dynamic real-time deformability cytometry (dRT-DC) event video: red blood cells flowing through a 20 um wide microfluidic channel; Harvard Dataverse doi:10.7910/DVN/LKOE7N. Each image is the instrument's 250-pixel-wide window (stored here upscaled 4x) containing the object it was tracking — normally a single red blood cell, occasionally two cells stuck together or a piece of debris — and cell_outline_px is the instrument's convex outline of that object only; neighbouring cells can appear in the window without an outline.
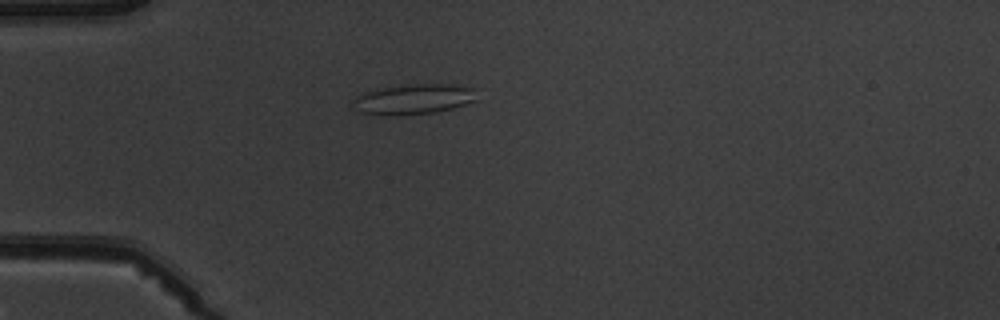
{"species": "common noctule bat (a hibernating species)", "species_latin": "Nyctalus noctula", "temperature_condition": "warm", "stored_images_in_passage": 2, "camera_frame_rate_fps": 3000, "um_per_image_px": 0.085, "animal": {"sex": "male", "body_mass_g": 19.5, "forearm_length_mm": 54.6}, "frame": {"image": 1, "passage_image": 1, "time_ms": 0.0, "image_size_px": [1000, 320], "cell_outline_px": [[480, 100], [452, 108], [432, 112], [392, 116], [384, 116], [360, 112], [356, 108], [352, 100], [356, 96], [364, 92], [384, 88], [412, 84], [452, 84], [476, 88]], "centroid_in_image_um": [35.23, 8.43], "position_along_channel_um": 49.8, "area_um2": 21.96}}